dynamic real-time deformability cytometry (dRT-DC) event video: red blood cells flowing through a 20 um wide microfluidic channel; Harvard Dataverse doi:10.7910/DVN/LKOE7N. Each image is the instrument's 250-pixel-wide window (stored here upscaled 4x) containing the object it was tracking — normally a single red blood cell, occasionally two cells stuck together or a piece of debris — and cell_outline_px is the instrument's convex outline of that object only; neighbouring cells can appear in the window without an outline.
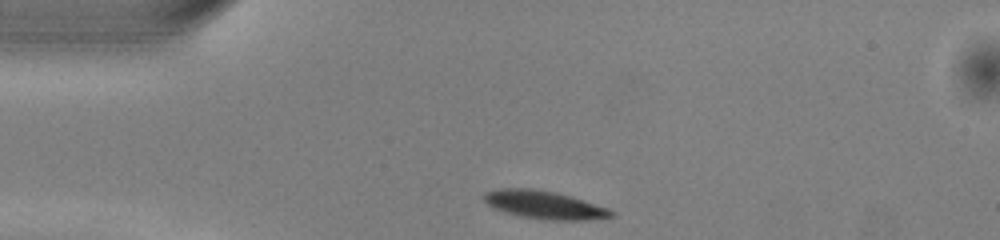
{"species": "common noctule bat (a hibernating species)", "species_latin": "Nyctalus noctula", "temperature_condition": "warm", "stored_images_in_passage": 40, "camera_frame_rate_fps": 3000, "um_per_image_px": 0.085, "animal": {"sex": "male", "body_mass_g": 13.0, "forearm_length_mm": 53.1}, "frame": {"image": 1, "passage_image": 1, "time_ms": 0.0, "image_size_px": [1000, 240], "cell_outline_px": [[616, 216], [588, 220], [548, 220], [520, 216], [504, 212], [492, 208], [484, 200], [484, 192], [496, 188], [532, 188], [556, 192], [572, 196], [608, 208], [616, 212]], "centroid_in_image_um": [46.28, 17.41], "position_along_channel_um": 38.7, "area_um2": 21.1}}
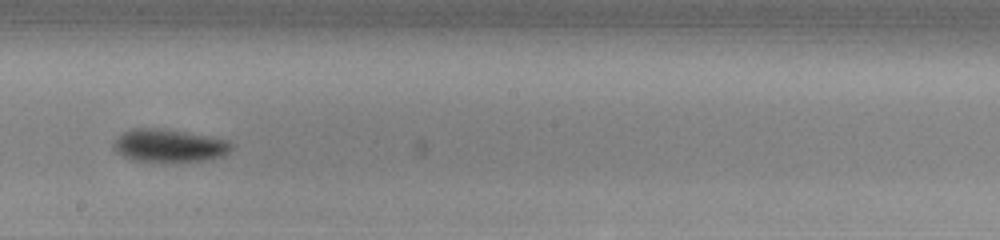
{"frame": {"image": 2, "passage_image": 18, "time_ms": 5.667, "image_size_px": [1000, 240], "cell_outline_px": [[236, 148], [224, 156], [208, 160], [172, 164], [164, 164], [132, 160], [116, 152], [112, 148], [112, 144], [116, 136], [132, 128], [156, 128], [188, 132], [228, 140], [236, 144]], "centroid_in_image_um": [14.42, 12.42], "position_along_channel_um": 233.8, "area_um2": 23.81}}
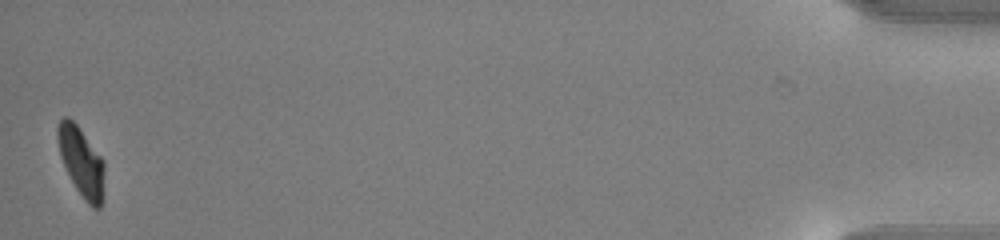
{"frame": {"image": 3, "passage_image": 40, "time_ms": 13.0, "image_size_px": [1000, 240], "cell_outline_px": [[104, 200], [100, 208], [92, 208], [84, 200], [76, 188], [60, 156], [56, 136], [56, 128], [60, 120], [64, 116], [68, 116], [76, 124], [104, 160]], "centroid_in_image_um": [6.93, 13.77], "position_along_channel_um": 428.3, "area_um2": 19.02}, "authors_computed_cell_mechanics": {"area_um2": 21.0392, "velocity_mm_per_s": 3.9878, "shape_relaxation_time_tau1_ms": 2.0383, "shape_relaxation_time_tau2_ms": null, "deformation_change_tau1": 0.1318, "deformation_change_tau2": null}}